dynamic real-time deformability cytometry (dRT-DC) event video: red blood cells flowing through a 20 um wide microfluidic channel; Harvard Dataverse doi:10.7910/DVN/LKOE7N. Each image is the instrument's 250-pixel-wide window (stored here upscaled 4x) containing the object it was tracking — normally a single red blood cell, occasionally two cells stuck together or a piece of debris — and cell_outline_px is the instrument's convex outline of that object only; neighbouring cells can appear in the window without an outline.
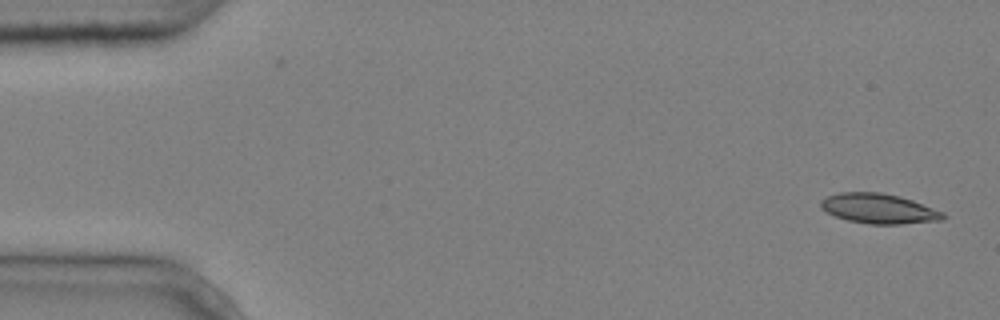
{"species": "common noctule bat (a hibernating species)", "species_latin": "Nyctalus noctula", "temperature_condition": "cold", "stored_images_in_passage": 4, "camera_frame_rate_fps": 3000, "um_per_image_px": 0.085, "animal": {"sex": "male", "body_mass_g": 20.4}, "frame": {"image": 1, "passage_image": 1, "time_ms": 0.0, "image_size_px": [1000, 320], "cell_outline_px": [[948, 216], [944, 220], [900, 224], [868, 224], [848, 220], [836, 216], [820, 208], [820, 200], [828, 196], [840, 192], [880, 192], [900, 196], [912, 200], [944, 212]], "centroid_in_image_um": [74.73, 17.73], "position_along_channel_um": 10.3, "area_um2": 21.39}}
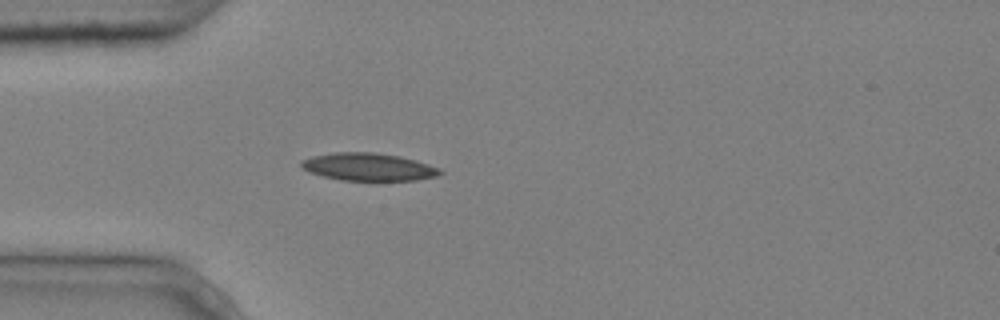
{"frame": {"image": 2, "passage_image": 4, "time_ms": 1.0, "image_size_px": [1000, 320], "cell_outline_px": [[444, 172], [436, 176], [416, 180], [340, 180], [308, 172], [300, 168], [300, 160], [312, 156], [336, 152], [372, 152], [400, 156], [416, 160], [440, 168]], "centroid_in_image_um": [31.29, 14.18], "position_along_channel_um": 53.7, "area_um2": 22.43}}